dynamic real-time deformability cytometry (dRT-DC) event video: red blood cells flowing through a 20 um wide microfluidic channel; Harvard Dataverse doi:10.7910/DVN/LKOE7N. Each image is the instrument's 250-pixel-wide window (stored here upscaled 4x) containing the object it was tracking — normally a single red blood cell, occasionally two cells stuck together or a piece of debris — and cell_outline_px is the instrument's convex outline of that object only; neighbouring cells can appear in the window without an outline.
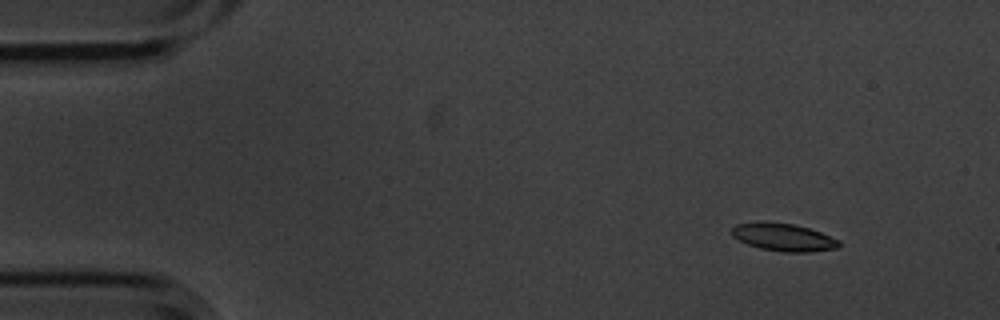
{"species": "common noctule bat (a hibernating species)", "species_latin": "Nyctalus noctula", "temperature_condition": "cold", "stored_images_in_passage": 4, "camera_frame_rate_fps": 3000, "um_per_image_px": 0.085, "animal": {"sex": "male", "body_mass_g": 20.1, "forearm_length_mm": 53.5}, "frame": {"image": 1, "passage_image": 1, "time_ms": 0.0, "image_size_px": [1000, 320], "cell_outline_px": [[840, 244], [836, 248], [808, 252], [784, 252], [760, 248], [748, 244], [732, 236], [732, 228], [736, 224], [756, 220], [764, 220], [792, 224], [808, 228], [820, 232], [840, 240]], "centroid_in_image_um": [66.55, 20.14], "position_along_channel_um": 18.4, "area_um2": 17.4}}
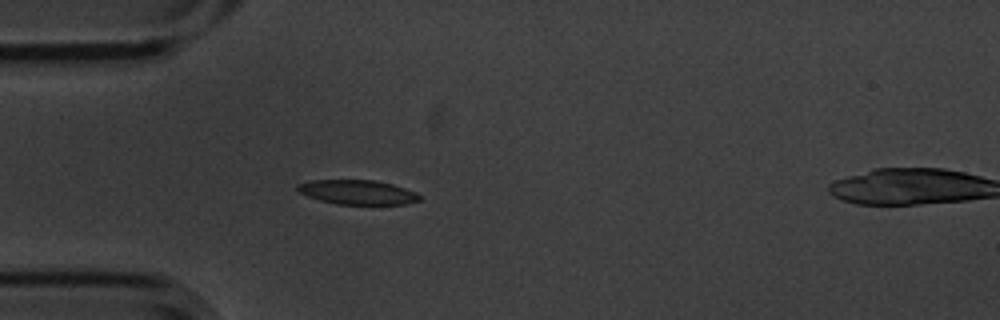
{"frame": {"image": 2, "passage_image": 3, "time_ms": 0.667, "image_size_px": [1000, 320], "cell_outline_px": [[420, 200], [408, 204], [336, 204], [320, 200], [308, 196], [300, 192], [296, 188], [296, 184], [308, 180], [372, 180], [392, 184], [416, 192], [420, 196]], "centroid_in_image_um": [30.37, 16.33], "position_along_channel_um": 54.6, "area_um2": 17.34}}